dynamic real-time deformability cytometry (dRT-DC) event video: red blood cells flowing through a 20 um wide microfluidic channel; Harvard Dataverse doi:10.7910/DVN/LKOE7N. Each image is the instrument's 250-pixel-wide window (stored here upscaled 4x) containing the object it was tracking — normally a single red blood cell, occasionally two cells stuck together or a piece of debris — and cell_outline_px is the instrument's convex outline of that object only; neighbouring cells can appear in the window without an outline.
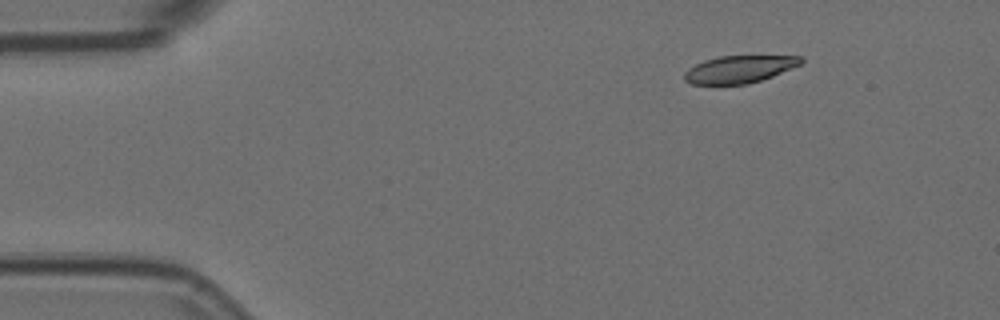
{"species": "Egyptian fruit bat (a non-hibernating species)", "species_latin": "Rousettus aegyptiacus", "temperature_condition": "room temperature", "stored_images_in_passage": 49, "camera_frame_rate_fps": 3000, "um_per_image_px": 0.085, "animal": {"sex": "female"}, "frame": {"image": 1, "passage_image": 1, "time_ms": 0.0, "image_size_px": [1000, 320], "cell_outline_px": [[804, 60], [800, 64], [772, 76], [748, 84], [692, 84], [684, 80], [684, 72], [688, 68], [704, 60], [720, 56], [800, 56]], "centroid_in_image_um": [62.8, 5.88], "position_along_channel_um": 22.2, "area_um2": 18.38}}
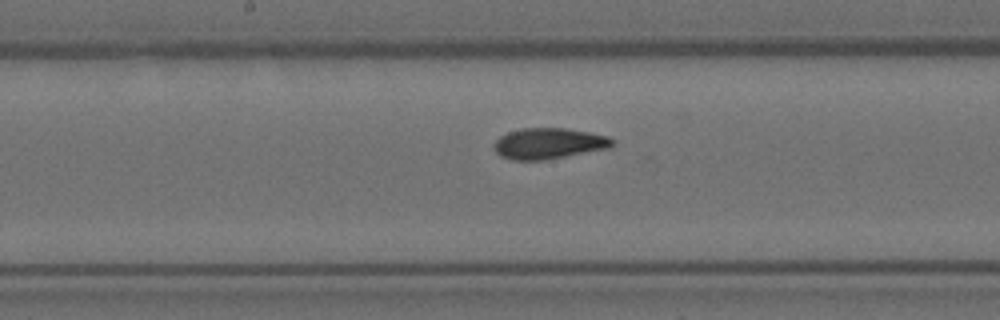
{"frame": {"image": 2, "passage_image": 22, "time_ms": 7.0, "image_size_px": [1000, 320], "cell_outline_px": [[616, 144], [612, 148], [544, 160], [512, 160], [500, 156], [492, 148], [492, 144], [500, 136], [508, 132], [520, 128], [564, 128], [588, 132], [608, 136], [616, 140]], "centroid_in_image_um": [46.66, 12.2], "position_along_channel_um": 201.5, "area_um2": 21.68}}
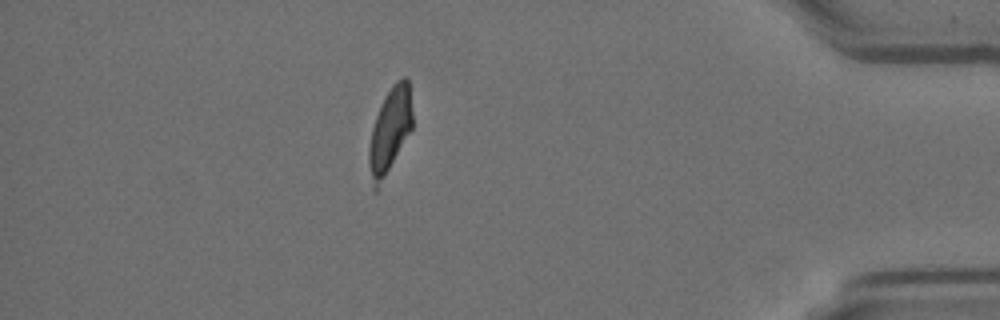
{"frame": {"image": 3, "passage_image": 42, "time_ms": 13.667, "image_size_px": [1000, 320], "cell_outline_px": [[412, 128], [376, 192], [372, 188], [368, 160], [368, 148], [372, 128], [380, 104], [384, 96], [392, 84], [396, 80], [404, 76], [408, 76], [412, 112]], "centroid_in_image_um": [33.12, 11.05], "position_along_channel_um": 402.1, "area_um2": 21.56}, "authors_computed_cell_mechanics": {"area_um2": 21.3282, "velocity_mm_per_s": 3.6813, "shape_relaxation_time_tau1_ms": 10.461, "shape_relaxation_time_tau2_ms": 2.0727, "deformation_change_tau1": 0.2575, "deformation_change_tau2": 0.0758}}